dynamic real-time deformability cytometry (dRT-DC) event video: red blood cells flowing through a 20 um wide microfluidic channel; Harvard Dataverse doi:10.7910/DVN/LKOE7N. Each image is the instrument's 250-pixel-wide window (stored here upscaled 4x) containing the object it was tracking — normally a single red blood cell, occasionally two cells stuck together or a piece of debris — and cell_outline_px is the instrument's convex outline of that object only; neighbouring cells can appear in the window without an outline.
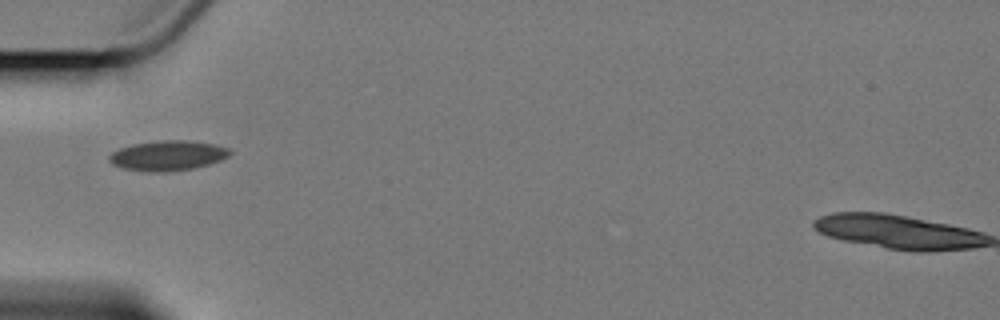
{"species": "Egyptian fruit bat (a non-hibernating species)", "species_latin": "Rousettus aegyptiacus", "temperature_condition": "cold", "stored_images_in_passage": 4, "camera_frame_rate_fps": 3000, "um_per_image_px": 0.085, "animal": {"sex": "female"}, "frame": {"image": 1, "passage_image": 1, "time_ms": 0.0, "image_size_px": [1000, 320], "cell_outline_px": [[232, 152], [228, 156], [220, 160], [208, 164], [192, 168], [164, 172], [148, 172], [124, 168], [112, 164], [108, 160], [108, 156], [112, 152], [120, 148], [132, 144], [160, 140], [188, 140], [216, 144], [232, 148]], "centroid_in_image_um": [14.27, 13.21], "position_along_channel_um": 70.7, "area_um2": 21.21}}
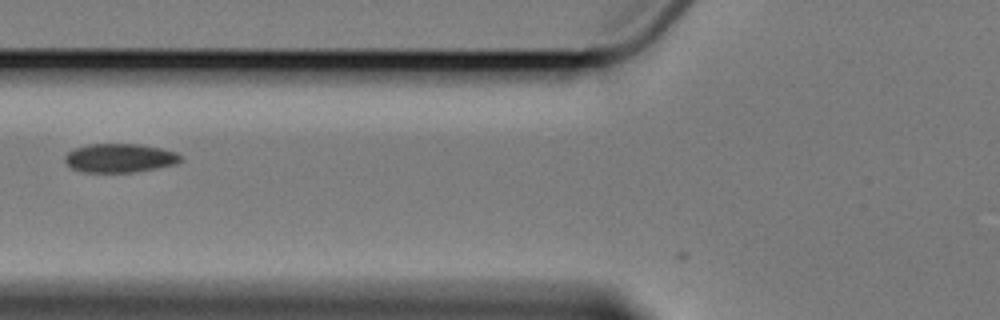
{"frame": {"image": 2, "passage_image": 2, "time_ms": 1.333, "image_size_px": [1000, 320], "cell_outline_px": [[184, 160], [176, 164], [156, 168], [132, 172], [80, 172], [72, 168], [64, 160], [64, 156], [68, 152], [76, 148], [88, 144], [140, 144], [160, 148], [176, 152], [184, 156]], "centroid_in_image_um": [10.21, 13.43], "position_along_channel_um": 115.6, "area_um2": 19.54}}
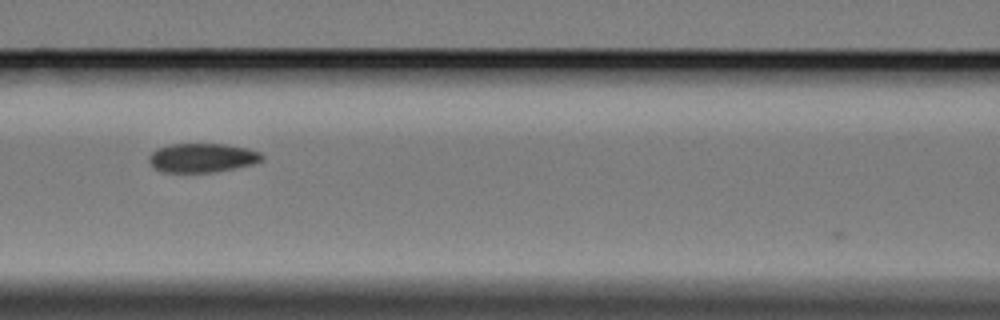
{"frame": {"image": 3, "passage_image": 3, "time_ms": 2.333, "image_size_px": [1000, 320], "cell_outline_px": [[264, 160], [252, 164], [212, 172], [160, 172], [152, 168], [148, 160], [148, 156], [156, 148], [172, 144], [224, 144], [248, 148], [260, 152], [264, 156]], "centroid_in_image_um": [17.15, 13.41], "position_along_channel_um": 149.5, "area_um2": 19.25}}